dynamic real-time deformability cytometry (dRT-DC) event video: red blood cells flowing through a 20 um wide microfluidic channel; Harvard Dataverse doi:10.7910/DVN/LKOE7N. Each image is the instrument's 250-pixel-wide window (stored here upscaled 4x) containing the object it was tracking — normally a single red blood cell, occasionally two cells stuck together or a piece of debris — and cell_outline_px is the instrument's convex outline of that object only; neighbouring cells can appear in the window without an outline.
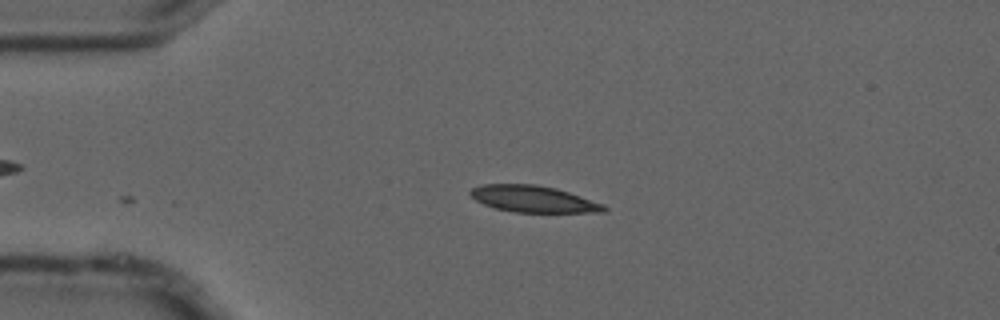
{"species": "common noctule bat (a hibernating species)", "species_latin": "Nyctalus noctula", "temperature_condition": "cold", "stored_images_in_passage": 4, "camera_frame_rate_fps": 3000, "um_per_image_px": 0.085, "animal": {"sex": "male", "forearm_length_mm": 52.5}, "frame": {"image": 1, "passage_image": 3, "time_ms": 0.667, "image_size_px": [1000, 320], "cell_outline_px": [[608, 208], [604, 212], [516, 212], [496, 208], [484, 204], [476, 200], [468, 192], [472, 188], [484, 184], [536, 184], [556, 188], [604, 204]], "centroid_in_image_um": [45.34, 16.91], "position_along_channel_um": 39.7, "area_um2": 20.52}}
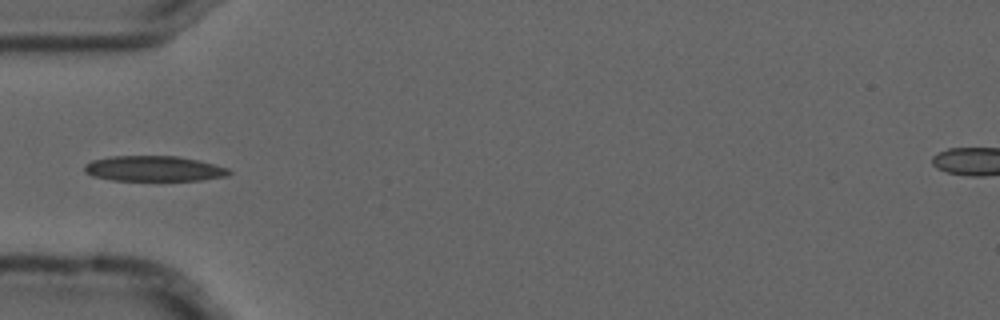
{"frame": {"image": 2, "passage_image": 4, "time_ms": 1.0, "image_size_px": [1000, 320], "cell_outline_px": [[232, 172], [228, 176], [200, 180], [112, 180], [92, 176], [84, 172], [84, 164], [92, 160], [112, 156], [176, 156], [200, 160], [228, 168]], "centroid_in_image_um": [13.08, 14.33], "position_along_channel_um": 71.9, "area_um2": 21.44}}